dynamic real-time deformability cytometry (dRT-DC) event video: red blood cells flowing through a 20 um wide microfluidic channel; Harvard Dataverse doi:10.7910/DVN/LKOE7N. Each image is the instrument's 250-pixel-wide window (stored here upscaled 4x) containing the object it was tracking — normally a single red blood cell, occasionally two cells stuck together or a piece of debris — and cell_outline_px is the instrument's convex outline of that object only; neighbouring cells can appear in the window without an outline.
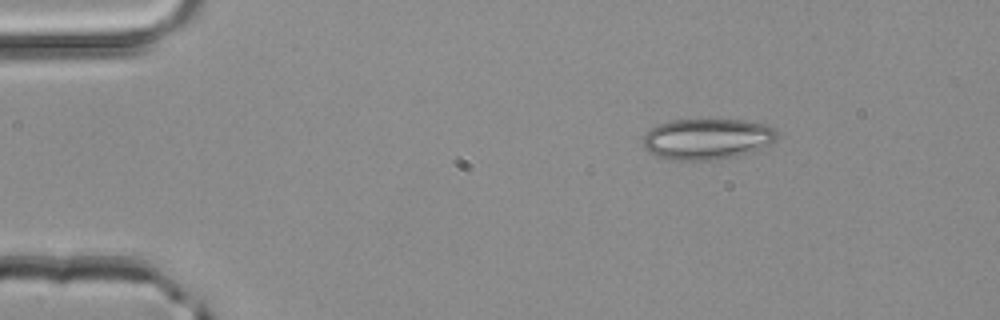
{"species": "common noctule bat (a hibernating species)", "species_latin": "Nyctalus noctula", "temperature_condition": "room temperature", "stored_images_in_passage": 43, "camera_frame_rate_fps": 3000, "um_per_image_px": 0.085, "animal": {"sex": "male", "body_mass_g": 20.4}, "frame": {"image": 1, "passage_image": 1, "time_ms": 0.0, "image_size_px": [1000, 320], "cell_outline_px": [[780, 132], [776, 140], [752, 152], [736, 156], [716, 160], [672, 160], [652, 156], [644, 148], [644, 136], [656, 124], [672, 120], [744, 120], [768, 124], [776, 128]], "centroid_in_image_um": [60.13, 11.82], "position_along_channel_um": 24.9, "area_um2": 32.37}}
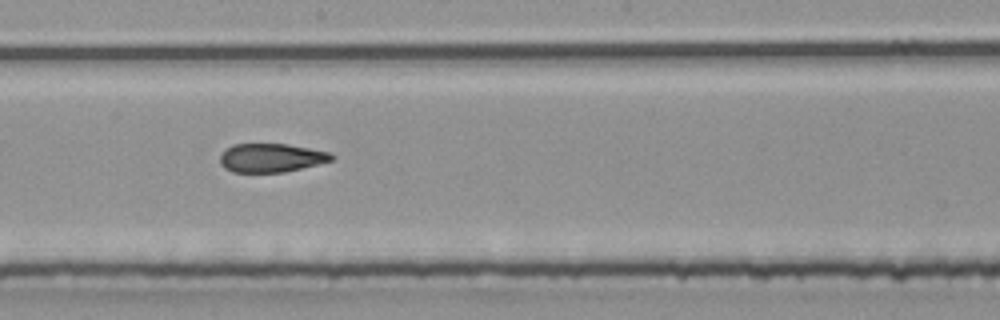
{"frame": {"image": 2, "passage_image": 21, "time_ms": 6.667, "image_size_px": [1000, 320], "cell_outline_px": [[336, 156], [332, 160], [284, 172], [232, 172], [224, 168], [220, 164], [220, 156], [224, 148], [232, 144], [288, 144], [332, 152]], "centroid_in_image_um": [23.03, 13.4], "position_along_channel_um": 225.2, "area_um2": 18.79}}
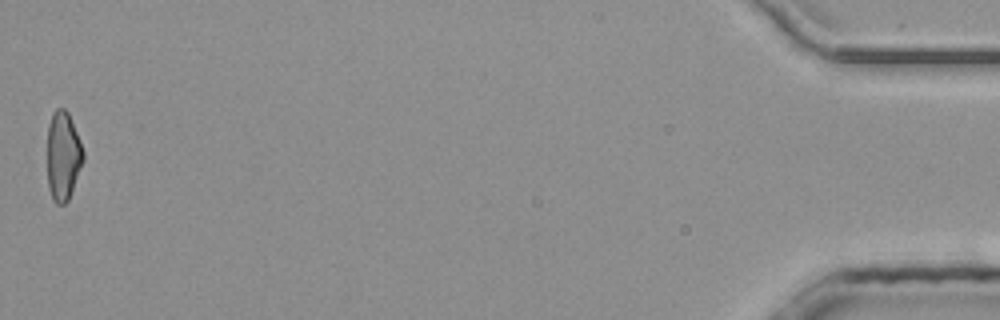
{"frame": {"image": 3, "passage_image": 43, "time_ms": 14.0, "image_size_px": [1000, 320], "cell_outline_px": [[84, 160], [68, 200], [64, 204], [56, 204], [52, 200], [48, 188], [48, 124], [52, 112], [56, 108], [64, 108], [68, 112], [80, 140], [84, 152]], "centroid_in_image_um": [5.36, 13.25], "position_along_channel_um": 429.8, "area_um2": 18.73}, "authors_computed_cell_mechanics": {"area_um2": 19.8254, "velocity_mm_per_s": 4.1863, "shape_relaxation_time_tau1_ms": 11.3309, "shape_relaxation_time_tau2_ms": 3.2781, "deformation_change_tau1": 0.2348, "deformation_change_tau2": 0.1097}}